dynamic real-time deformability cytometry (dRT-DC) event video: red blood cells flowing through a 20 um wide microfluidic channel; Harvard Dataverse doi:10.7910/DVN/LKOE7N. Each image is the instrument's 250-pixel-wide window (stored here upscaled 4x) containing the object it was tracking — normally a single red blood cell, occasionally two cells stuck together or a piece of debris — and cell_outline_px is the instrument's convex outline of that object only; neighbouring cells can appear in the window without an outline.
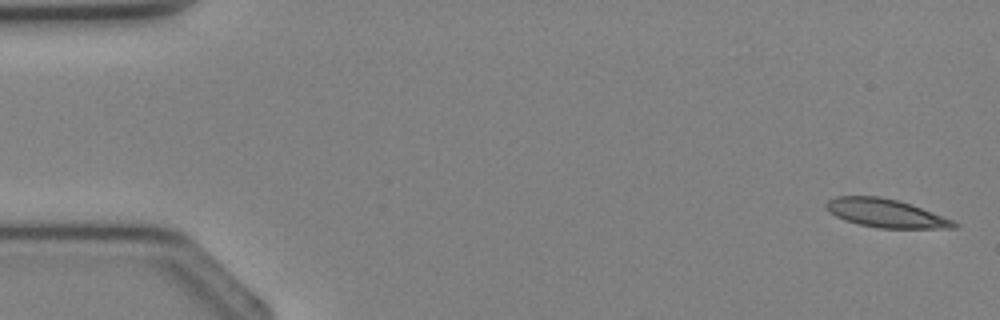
{"species": "Egyptian fruit bat (a non-hibernating species)", "species_latin": "Rousettus aegyptiacus", "temperature_condition": "cold", "stored_images_in_passage": 10, "camera_frame_rate_fps": 3000, "um_per_image_px": 0.085, "animal": {"sex": "female"}, "frame": {"image": 1, "passage_image": 1, "time_ms": 0.0, "image_size_px": [1000, 320], "cell_outline_px": [[960, 224], [956, 228], [880, 228], [860, 224], [844, 220], [828, 212], [824, 204], [828, 200], [836, 196], [880, 196], [896, 200], [920, 208], [952, 220]], "centroid_in_image_um": [75.23, 18.12], "position_along_channel_um": 9.8, "area_um2": 20.87}}
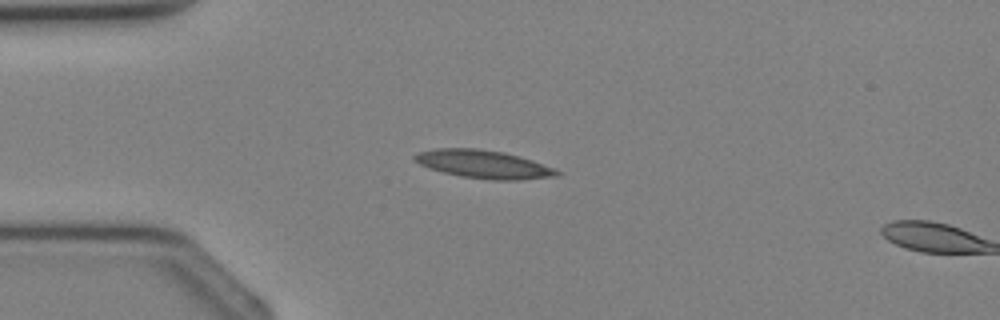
{"frame": {"image": 2, "passage_image": 9, "time_ms": 2.667, "image_size_px": [1000, 320], "cell_outline_px": [[564, 172], [560, 176], [516, 180], [492, 180], [460, 176], [428, 168], [420, 164], [412, 156], [416, 152], [436, 148], [480, 148], [504, 152], [520, 156], [532, 160]], "centroid_in_image_um": [41.13, 13.95], "position_along_channel_um": 43.9, "area_um2": 23.52}}